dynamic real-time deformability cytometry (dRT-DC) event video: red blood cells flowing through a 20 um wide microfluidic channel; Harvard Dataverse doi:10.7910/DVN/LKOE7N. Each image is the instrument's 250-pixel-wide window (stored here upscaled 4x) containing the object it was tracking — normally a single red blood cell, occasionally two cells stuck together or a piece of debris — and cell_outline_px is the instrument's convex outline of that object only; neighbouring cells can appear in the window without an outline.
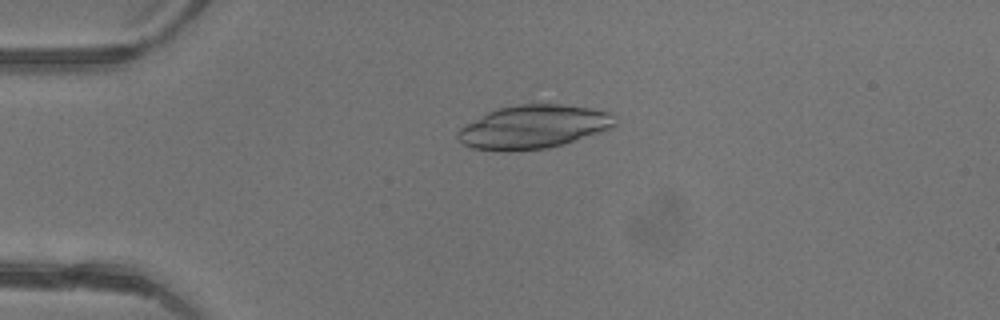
{"species": "common noctule bat (a hibernating species)", "species_latin": "Nyctalus noctula", "temperature_condition": "warm", "stored_images_in_passage": 46, "camera_frame_rate_fps": 3000, "um_per_image_px": 0.085, "animal": {"sex": "female"}, "frame": {"image": 1, "passage_image": 11, "time_ms": 3.333, "image_size_px": [1000, 320], "cell_outline_px": [[620, 124], [612, 128], [564, 144], [548, 148], [508, 152], [500, 152], [472, 148], [464, 144], [456, 136], [456, 132], [460, 128], [488, 112], [500, 108], [520, 104], [560, 104], [588, 108], [612, 112]], "centroid_in_image_um": [45.38, 10.8], "position_along_channel_um": 39.6, "area_um2": 40.06}}
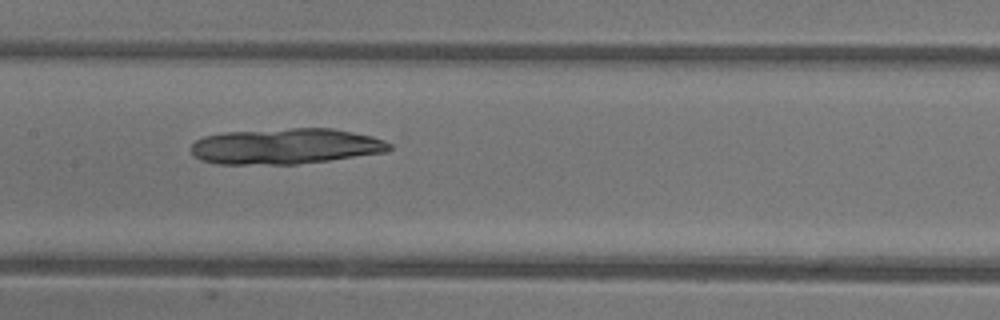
{"frame": {"image": 2, "passage_image": 23, "time_ms": 7.333, "image_size_px": [1000, 320], "cell_outline_px": [[392, 148], [384, 152], [328, 160], [296, 164], [216, 164], [200, 160], [192, 152], [192, 144], [196, 140], [204, 136], [224, 132], [292, 128], [332, 128], [372, 136], [384, 140], [392, 144]], "centroid_in_image_um": [24.26, 12.43], "position_along_channel_um": 183.1, "area_um2": 41.15}}
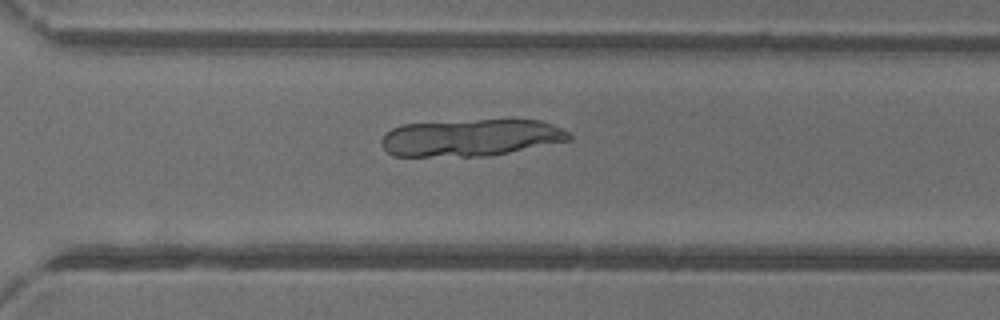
{"frame": {"image": 3, "passage_image": 33, "time_ms": 10.667, "image_size_px": [1000, 320], "cell_outline_px": [[572, 140], [492, 156], [392, 156], [384, 148], [380, 140], [384, 132], [400, 124], [480, 120], [540, 120], [552, 124], [568, 132], [572, 136]], "centroid_in_image_um": [40.01, 11.71], "position_along_channel_um": 330.6, "area_um2": 40.69}}